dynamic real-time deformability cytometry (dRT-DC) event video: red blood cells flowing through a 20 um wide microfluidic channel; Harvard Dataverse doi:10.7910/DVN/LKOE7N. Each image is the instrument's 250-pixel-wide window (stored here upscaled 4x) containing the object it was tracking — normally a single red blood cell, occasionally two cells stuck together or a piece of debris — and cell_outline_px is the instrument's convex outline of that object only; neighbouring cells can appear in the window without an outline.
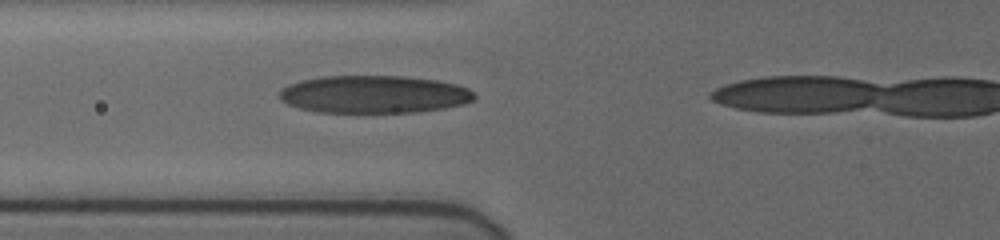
{"species": "human", "species_latin": "Homo sapiens", "temperature_condition": "cold", "stored_images_in_passage": 28, "camera_frame_rate_fps": 3000, "um_per_image_px": 0.085, "donor": {"sex": "female"}, "frame": {"image": 1, "passage_image": 17, "time_ms": 5.333, "image_size_px": [1000, 240], "cell_outline_px": [[476, 96], [472, 100], [464, 104], [444, 108], [412, 112], [316, 112], [300, 108], [288, 104], [280, 100], [280, 92], [288, 84], [300, 80], [320, 76], [404, 76], [436, 80], [456, 84], [468, 88], [476, 92]], "centroid_in_image_um": [31.79, 8.01], "position_along_channel_um": 94.0, "area_um2": 42.83}}
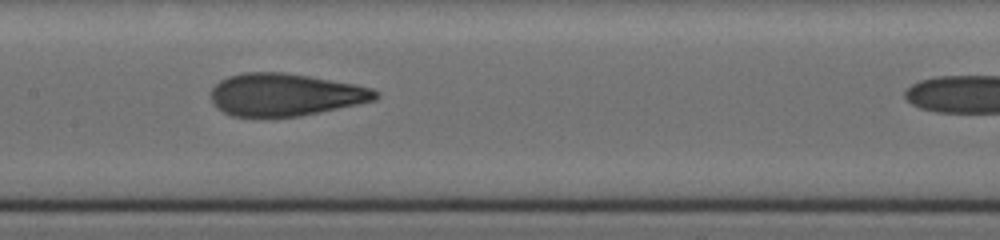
{"frame": {"image": 2, "passage_image": 24, "time_ms": 7.667, "image_size_px": [1000, 240], "cell_outline_px": [[380, 96], [376, 100], [300, 116], [232, 116], [216, 108], [212, 104], [212, 88], [220, 80], [228, 76], [244, 72], [288, 72], [356, 84], [372, 88], [380, 92]], "centroid_in_image_um": [24.26, 8.03], "position_along_channel_um": 183.1, "area_um2": 40.86}}
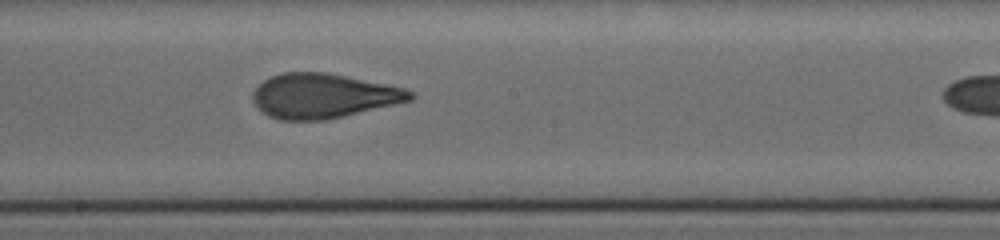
{"frame": {"image": 3, "passage_image": 27, "time_ms": 8.667, "image_size_px": [1000, 240], "cell_outline_px": [[416, 96], [412, 100], [324, 120], [280, 120], [268, 116], [260, 112], [256, 108], [252, 100], [252, 92], [264, 80], [272, 76], [284, 72], [328, 72], [388, 84], [404, 88], [412, 92]], "centroid_in_image_um": [27.44, 8.14], "position_along_channel_um": 220.8, "area_um2": 40.98}}